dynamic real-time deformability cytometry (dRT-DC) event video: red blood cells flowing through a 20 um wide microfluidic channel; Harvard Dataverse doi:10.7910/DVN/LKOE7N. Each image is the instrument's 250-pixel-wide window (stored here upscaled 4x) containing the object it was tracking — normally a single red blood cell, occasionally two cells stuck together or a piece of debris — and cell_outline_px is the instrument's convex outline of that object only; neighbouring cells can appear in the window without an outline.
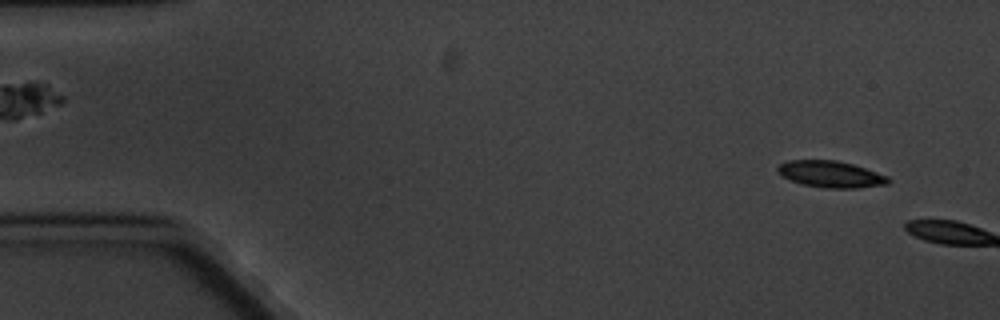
{"species": "common noctule bat (a hibernating species)", "species_latin": "Nyctalus noctula", "temperature_condition": "cold", "stored_images_in_passage": 2, "camera_frame_rate_fps": 3000, "um_per_image_px": 0.085, "animal": {"sex": "male", "body_mass_g": 20.1, "forearm_length_mm": 53.5}, "frame": {"image": 1, "passage_image": 1, "time_ms": 0.0, "image_size_px": [1000, 320], "cell_outline_px": [[892, 180], [888, 184], [860, 188], [824, 188], [800, 184], [780, 176], [776, 168], [780, 164], [788, 160], [836, 160], [852, 164], [888, 176]], "centroid_in_image_um": [70.6, 14.82], "position_along_channel_um": 14.4, "area_um2": 17.28}}